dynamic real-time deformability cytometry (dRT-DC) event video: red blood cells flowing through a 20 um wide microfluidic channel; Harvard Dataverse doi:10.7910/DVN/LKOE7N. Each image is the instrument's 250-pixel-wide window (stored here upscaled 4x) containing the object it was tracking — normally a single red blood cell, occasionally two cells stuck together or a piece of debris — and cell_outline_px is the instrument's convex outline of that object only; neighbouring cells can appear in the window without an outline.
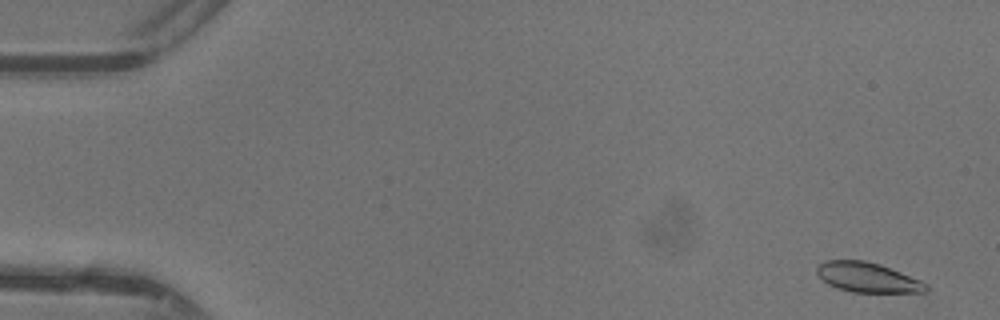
{"species": "common noctule bat (a hibernating species)", "species_latin": "Nyctalus noctula", "temperature_condition": "warm", "stored_images_in_passage": 46, "camera_frame_rate_fps": 3000, "um_per_image_px": 0.085, "animal": {"sex": "female"}, "frame": {"image": 1, "passage_image": 2, "time_ms": 0.333, "image_size_px": [1000, 320], "cell_outline_px": [[928, 292], [852, 292], [836, 288], [828, 284], [816, 272], [816, 268], [824, 260], [864, 260], [880, 264], [920, 280], [928, 284]], "centroid_in_image_um": [73.74, 23.58], "position_along_channel_um": 11.3, "area_um2": 18.9}}
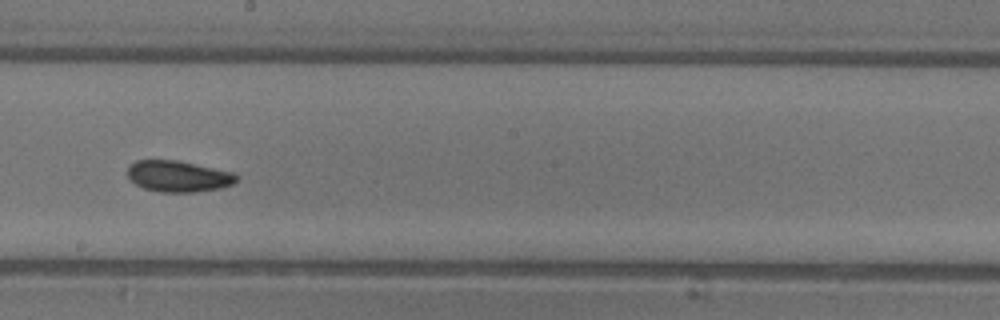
{"frame": {"image": 2, "passage_image": 27, "time_ms": 8.667, "image_size_px": [1000, 320], "cell_outline_px": [[240, 180], [232, 184], [220, 188], [196, 192], [160, 192], [144, 188], [136, 184], [128, 176], [128, 164], [136, 160], [176, 160], [236, 172], [240, 176]], "centroid_in_image_um": [15.21, 14.98], "position_along_channel_um": 233.0, "area_um2": 20.06}}
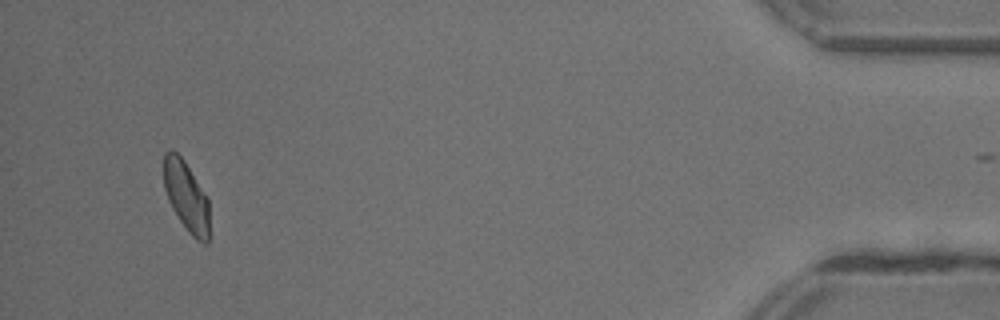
{"frame": {"image": 3, "passage_image": 45, "time_ms": 14.667, "image_size_px": [1000, 320], "cell_outline_px": [[208, 244], [204, 244], [196, 240], [188, 232], [172, 208], [168, 200], [164, 188], [164, 152], [172, 148], [184, 160], [208, 200]], "centroid_in_image_um": [15.81, 16.69], "position_along_channel_um": 419.4, "area_um2": 18.38}, "authors_computed_cell_mechanics": {"area_um2": 19.4208, "velocity_mm_per_s": 4.3862, "shape_relaxation_time_tau1_ms": 4.9823, "shape_relaxation_time_tau2_ms": 2.8486, "deformation_change_tau1": 0.1186, "deformation_change_tau2": 0.0692}}